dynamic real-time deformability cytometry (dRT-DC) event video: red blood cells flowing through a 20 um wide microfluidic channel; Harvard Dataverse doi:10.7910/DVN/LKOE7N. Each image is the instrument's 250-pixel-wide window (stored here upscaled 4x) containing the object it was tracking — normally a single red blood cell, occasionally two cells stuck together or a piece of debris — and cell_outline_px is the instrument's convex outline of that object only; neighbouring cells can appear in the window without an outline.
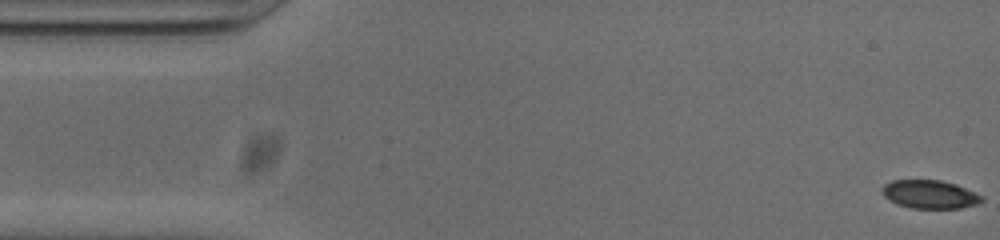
{"species": "common noctule bat (a hibernating species)", "species_latin": "Nyctalus noctula", "temperature_condition": "cold", "stored_images_in_passage": 48, "camera_frame_rate_fps": 3000, "um_per_image_px": 0.085, "animal": {"sex": "male", "body_mass_g": 20.0, "forearm_length_mm": 53.3}, "frame": {"image": 1, "passage_image": 1, "time_ms": 0.0, "image_size_px": [1000, 240], "cell_outline_px": [[984, 200], [976, 204], [960, 208], [912, 208], [896, 204], [888, 200], [880, 192], [880, 188], [884, 184], [892, 180], [940, 180], [956, 184], [984, 196]], "centroid_in_image_um": [79.0, 16.51], "position_along_channel_um": 6.0, "area_um2": 16.65}}
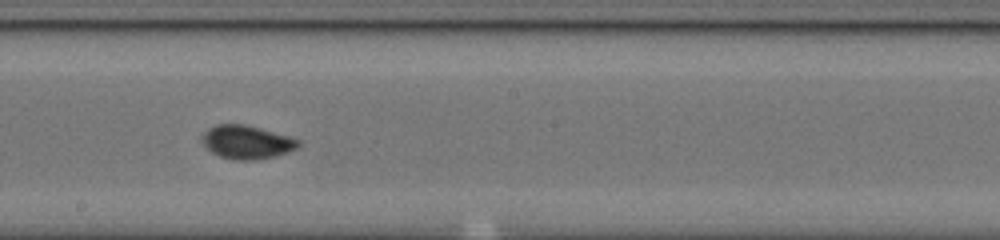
{"frame": {"image": 2, "passage_image": 28, "time_ms": 9.0, "image_size_px": [1000, 240], "cell_outline_px": [[300, 144], [296, 148], [276, 156], [256, 160], [236, 160], [220, 156], [212, 152], [204, 144], [204, 132], [208, 128], [216, 124], [244, 124], [260, 128], [288, 136], [300, 140]], "centroid_in_image_um": [20.99, 12.08], "position_along_channel_um": 227.2, "area_um2": 18.5}}
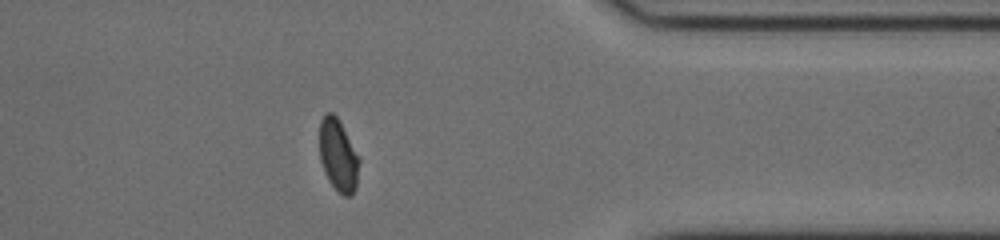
{"frame": {"image": 3, "passage_image": 42, "time_ms": 13.667, "image_size_px": [1000, 240], "cell_outline_px": [[360, 160], [356, 188], [352, 196], [344, 196], [328, 180], [324, 172], [320, 160], [320, 120], [324, 112], [332, 112], [336, 116], [360, 156]], "centroid_in_image_um": [28.76, 13.2], "position_along_channel_um": 382.6, "area_um2": 16.82}, "authors_computed_cell_mechanics": {"area_um2": 17.34, "velocity_mm_per_s": 3.7807, "shape_relaxation_time_tau1_ms": 4.3836, "shape_relaxation_time_tau2_ms": null, "deformation_change_tau1": 0.1104, "deformation_change_tau2": null}}